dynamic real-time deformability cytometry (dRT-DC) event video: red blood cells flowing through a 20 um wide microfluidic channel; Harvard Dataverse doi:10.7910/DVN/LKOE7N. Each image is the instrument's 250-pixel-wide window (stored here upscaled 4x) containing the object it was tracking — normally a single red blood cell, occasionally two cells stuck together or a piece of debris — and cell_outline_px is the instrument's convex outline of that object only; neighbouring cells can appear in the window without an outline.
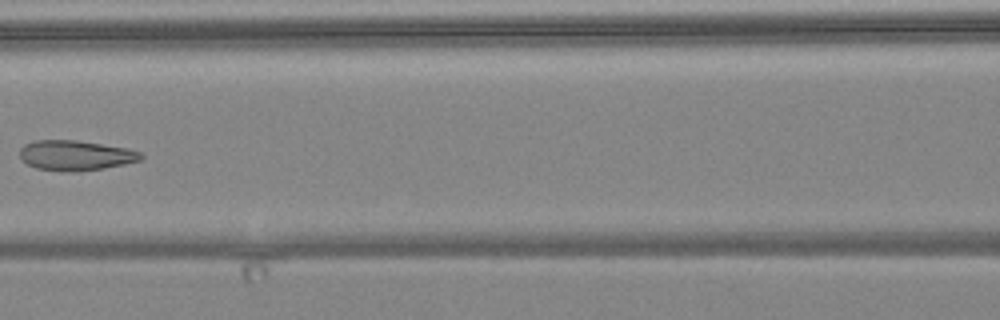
{"species": "common noctule bat (a hibernating species)", "species_latin": "Nyctalus noctula", "temperature_condition": "warm", "stored_images_in_passage": 7, "camera_frame_rate_fps": 3000, "um_per_image_px": 0.085, "animal": {"sex": "female", "body_mass_g": 24.6, "forearm_length_mm": 56.2}, "frame": {"image": 1, "passage_image": 7, "time_ms": 7.0, "image_size_px": [1000, 320], "cell_outline_px": [[144, 156], [140, 160], [124, 164], [104, 168], [72, 172], [60, 172], [36, 168], [20, 160], [20, 148], [24, 144], [36, 140], [76, 140], [128, 148], [140, 152]], "centroid_in_image_um": [6.39, 13.21], "position_along_channel_um": 160.2, "area_um2": 21.39}}